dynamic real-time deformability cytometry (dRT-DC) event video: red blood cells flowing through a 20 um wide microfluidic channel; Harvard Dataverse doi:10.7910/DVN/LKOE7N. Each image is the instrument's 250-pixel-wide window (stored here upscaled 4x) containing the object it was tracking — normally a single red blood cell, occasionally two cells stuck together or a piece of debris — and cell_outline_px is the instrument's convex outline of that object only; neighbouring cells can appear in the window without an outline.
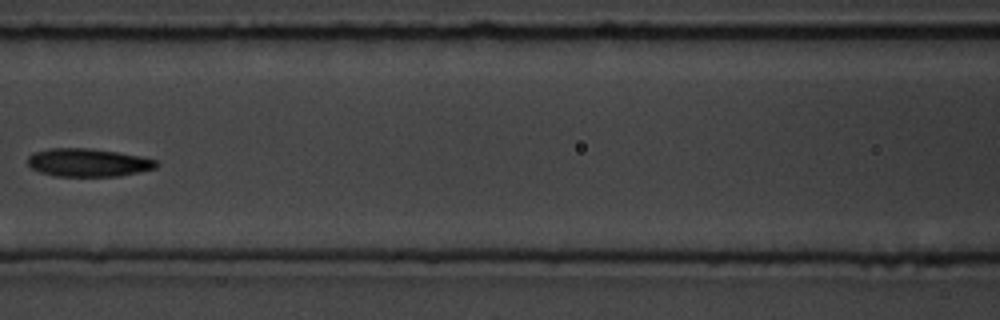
{"species": "common noctule bat (a hibernating species)", "species_latin": "Nyctalus noctula", "temperature_condition": "room temperature", "stored_images_in_passage": 9, "camera_frame_rate_fps": 3000, "um_per_image_px": 0.085, "animal": {"sex": "male", "body_mass_g": 19.5, "forearm_length_mm": 54.6}, "frame": {"image": 1, "passage_image": 6, "time_ms": 6.0, "image_size_px": [1000, 320], "cell_outline_px": [[160, 164], [156, 168], [120, 176], [56, 176], [40, 172], [32, 168], [28, 164], [28, 156], [32, 152], [52, 148], [88, 148], [116, 152], [140, 156], [156, 160]], "centroid_in_image_um": [7.49, 13.82], "position_along_channel_um": 159.1, "area_um2": 21.04}}
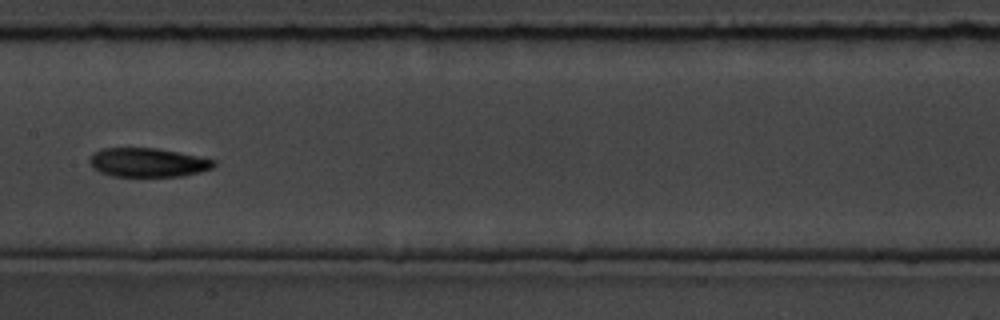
{"frame": {"image": 2, "passage_image": 7, "time_ms": 7.0, "image_size_px": [1000, 320], "cell_outline_px": [[216, 164], [212, 168], [200, 172], [184, 176], [112, 176], [100, 172], [92, 168], [88, 164], [88, 160], [96, 152], [104, 148], [156, 148], [216, 160]], "centroid_in_image_um": [12.55, 13.82], "position_along_channel_um": 194.8, "area_um2": 20.87}}